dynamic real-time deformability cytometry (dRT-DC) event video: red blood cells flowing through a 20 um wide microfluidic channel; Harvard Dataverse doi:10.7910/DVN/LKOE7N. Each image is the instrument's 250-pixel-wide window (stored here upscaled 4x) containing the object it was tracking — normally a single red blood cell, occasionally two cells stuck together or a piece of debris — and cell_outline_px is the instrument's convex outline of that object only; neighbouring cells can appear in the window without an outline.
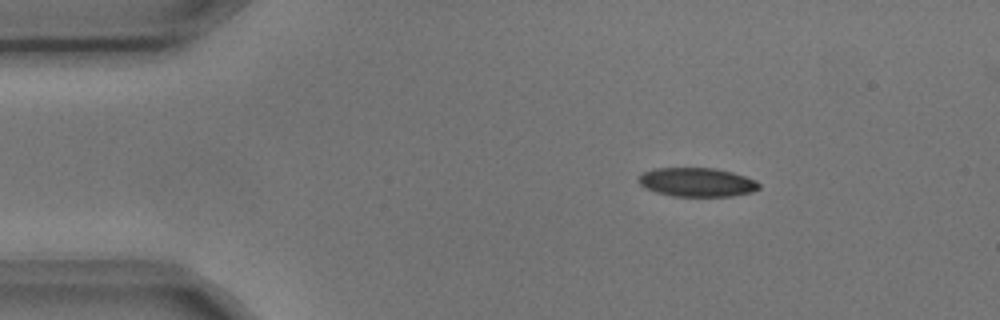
{"species": "common noctule bat (a hibernating species)", "species_latin": "Nyctalus noctula", "temperature_condition": "cold", "stored_images_in_passage": 4, "camera_frame_rate_fps": 3000, "um_per_image_px": 0.085, "animal": {"sex": "male", "body_mass_g": 17.9, "forearm_length_mm": 54.2}, "frame": {"image": 1, "passage_image": 2, "time_ms": 0.333, "image_size_px": [1000, 320], "cell_outline_px": [[760, 188], [752, 192], [732, 196], [672, 196], [656, 192], [644, 188], [640, 184], [640, 176], [644, 172], [656, 168], [716, 168], [732, 172], [756, 180], [760, 184]], "centroid_in_image_um": [59.27, 15.49], "position_along_channel_um": 25.7, "area_um2": 20.23}}
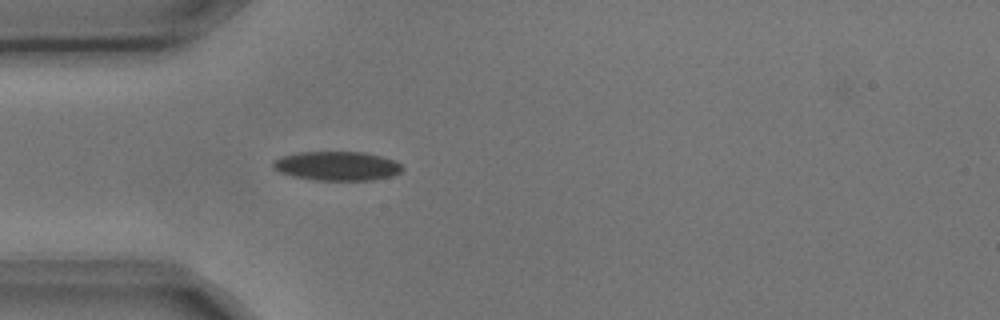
{"frame": {"image": 2, "passage_image": 4, "time_ms": 1.0, "image_size_px": [1000, 320], "cell_outline_px": [[404, 168], [400, 172], [392, 176], [372, 180], [312, 180], [292, 176], [280, 172], [272, 168], [272, 160], [280, 156], [296, 152], [364, 152], [396, 160]], "centroid_in_image_um": [28.61, 14.1], "position_along_channel_um": 56.4, "area_um2": 22.2}}